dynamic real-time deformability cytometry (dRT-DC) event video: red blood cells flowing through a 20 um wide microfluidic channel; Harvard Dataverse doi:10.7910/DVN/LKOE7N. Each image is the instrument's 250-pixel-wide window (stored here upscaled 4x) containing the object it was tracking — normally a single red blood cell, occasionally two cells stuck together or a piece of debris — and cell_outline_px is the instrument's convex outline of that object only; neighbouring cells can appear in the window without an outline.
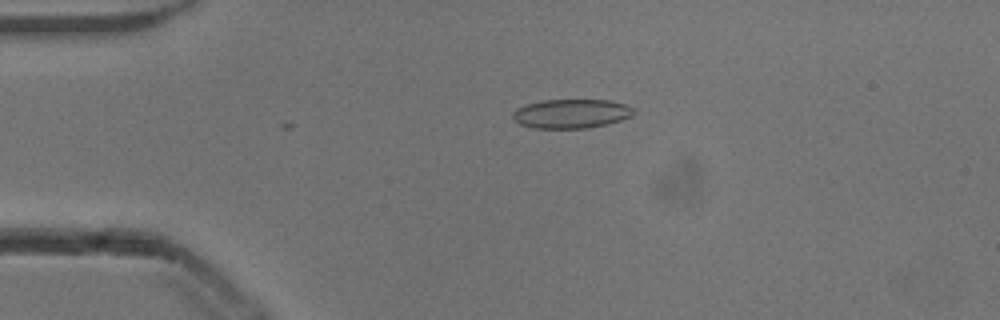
{"species": "common noctule bat (a hibernating species)", "species_latin": "Nyctalus noctula", "temperature_condition": "cold", "stored_images_in_passage": 2, "camera_frame_rate_fps": 3000, "um_per_image_px": 0.085, "animal": {"sex": "male", "body_mass_g": 13.3}, "frame": {"image": 1, "passage_image": 1, "time_ms": 0.0, "image_size_px": [1000, 320], "cell_outline_px": [[636, 112], [632, 116], [608, 124], [588, 128], [532, 128], [520, 124], [512, 116], [512, 112], [516, 108], [528, 104], [544, 100], [608, 100], [624, 104], [636, 108]], "centroid_in_image_um": [48.59, 9.66], "position_along_channel_um": 36.4, "area_um2": 20.58}}